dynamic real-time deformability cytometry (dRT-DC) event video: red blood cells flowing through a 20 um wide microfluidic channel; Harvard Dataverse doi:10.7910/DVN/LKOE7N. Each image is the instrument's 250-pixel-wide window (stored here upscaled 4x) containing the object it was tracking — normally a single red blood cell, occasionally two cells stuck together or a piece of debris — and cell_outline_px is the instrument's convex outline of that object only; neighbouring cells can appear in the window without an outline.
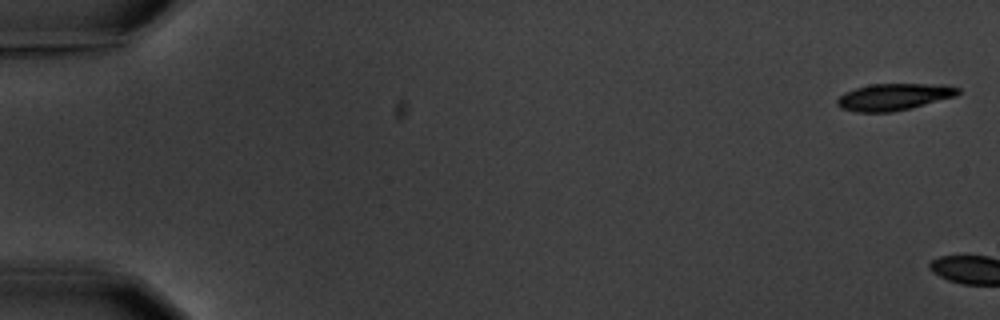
{"species": "common noctule bat (a hibernating species)", "species_latin": "Nyctalus noctula", "temperature_condition": "warm", "stored_images_in_passage": 2, "camera_frame_rate_fps": 3000, "um_per_image_px": 0.085, "animal": {"sex": "male", "body_mass_g": 20.1, "forearm_length_mm": 53.5}, "frame": {"image": 1, "passage_image": 1, "time_ms": 0.0, "image_size_px": [1000, 320], "cell_outline_px": [[960, 92], [956, 96], [892, 112], [856, 112], [840, 108], [836, 104], [836, 100], [844, 92], [856, 88], [872, 84], [944, 84], [960, 88]], "centroid_in_image_um": [75.95, 8.23], "position_along_channel_um": 9.0, "area_um2": 18.79}}